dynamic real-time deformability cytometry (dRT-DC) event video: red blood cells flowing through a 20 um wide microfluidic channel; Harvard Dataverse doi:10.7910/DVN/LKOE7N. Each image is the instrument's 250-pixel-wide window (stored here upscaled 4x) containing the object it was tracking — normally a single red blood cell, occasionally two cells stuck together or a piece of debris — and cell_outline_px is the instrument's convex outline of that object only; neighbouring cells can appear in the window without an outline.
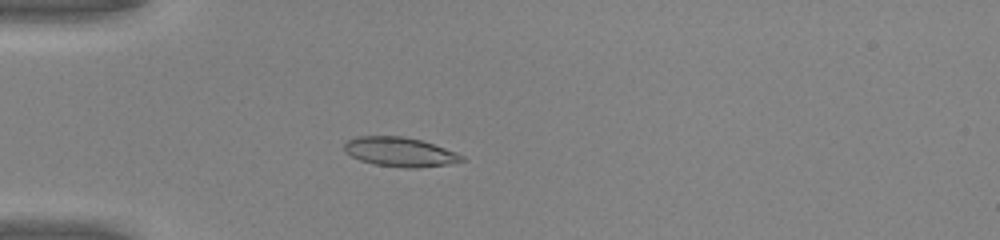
{"species": "common noctule bat (a hibernating species)", "species_latin": "Nyctalus noctula", "temperature_condition": "warm", "stored_images_in_passage": 50, "camera_frame_rate_fps": 3000, "um_per_image_px": 0.085, "animal": {"sex": "male", "body_mass_g": 20.0, "forearm_length_mm": 53.3}, "frame": {"image": 1, "passage_image": 16, "time_ms": 5.0, "image_size_px": [1000, 240], "cell_outline_px": [[468, 160], [448, 164], [416, 168], [404, 168], [376, 164], [360, 160], [344, 152], [344, 144], [348, 140], [356, 136], [404, 136], [420, 140], [456, 152], [464, 156]], "centroid_in_image_um": [34.0, 12.91], "position_along_channel_um": 51.0, "area_um2": 20.06}}
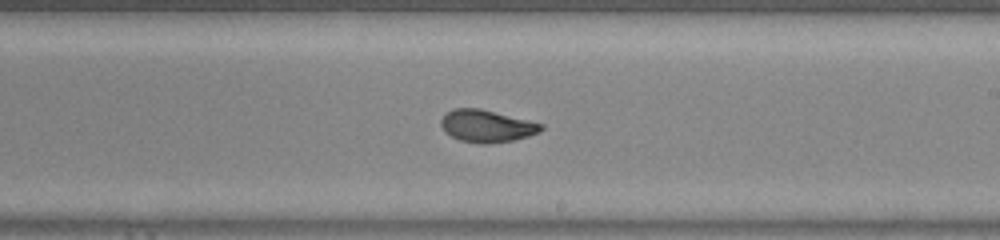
{"frame": {"image": 2, "passage_image": 31, "time_ms": 10.0, "image_size_px": [1000, 240], "cell_outline_px": [[544, 128], [540, 132], [528, 136], [512, 140], [488, 144], [484, 144], [460, 140], [444, 132], [440, 124], [440, 120], [452, 108], [480, 108], [544, 124]], "centroid_in_image_um": [41.37, 10.71], "position_along_channel_um": 247.6, "area_um2": 18.79}}
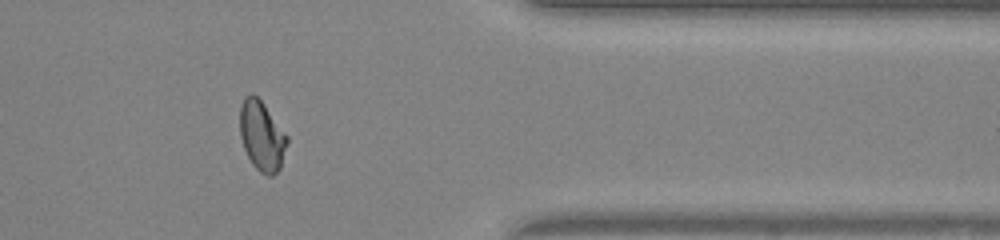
{"frame": {"image": 3, "passage_image": 42, "time_ms": 13.667, "image_size_px": [1000, 240], "cell_outline_px": [[288, 144], [280, 168], [272, 176], [268, 176], [260, 172], [252, 164], [244, 148], [240, 136], [240, 104], [244, 96], [252, 92], [264, 104], [288, 136]], "centroid_in_image_um": [22.25, 11.54], "position_along_channel_um": 389.1, "area_um2": 19.31}, "authors_computed_cell_mechanics": {"area_um2": 19.3919, "velocity_mm_per_s": 4.2639, "shape_relaxation_time_tau1_ms": 7.7144, "shape_relaxation_time_tau2_ms": null, "deformation_change_tau1": 0.2426, "deformation_change_tau2": null}}